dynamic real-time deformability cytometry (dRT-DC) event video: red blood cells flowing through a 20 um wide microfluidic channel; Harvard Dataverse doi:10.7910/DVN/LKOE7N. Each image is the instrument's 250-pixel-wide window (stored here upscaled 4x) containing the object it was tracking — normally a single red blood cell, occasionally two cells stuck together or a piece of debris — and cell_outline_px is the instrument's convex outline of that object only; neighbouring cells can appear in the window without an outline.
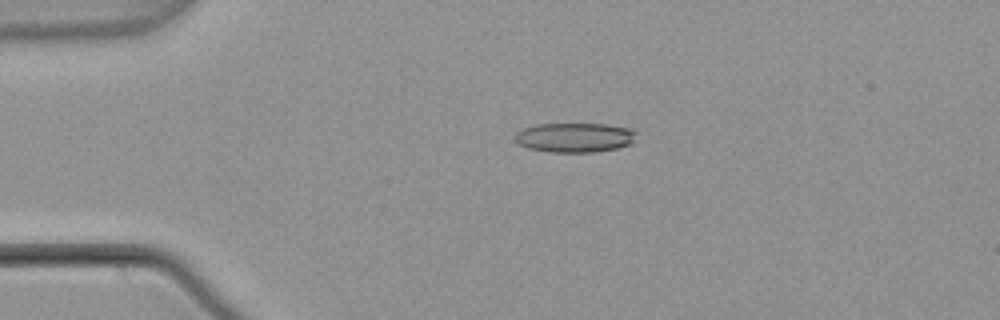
{"species": "common noctule bat (a hibernating species)", "species_latin": "Nyctalus noctula", "temperature_condition": "warm", "stored_images_in_passage": 5, "camera_frame_rate_fps": 3000, "um_per_image_px": 0.085, "animal": {"sex": "male", "body_mass_g": 21.5, "forearm_length_mm": 52.0}, "frame": {"image": 1, "passage_image": 4, "time_ms": 1.0, "image_size_px": [1000, 320], "cell_outline_px": [[636, 132], [632, 144], [616, 148], [596, 152], [548, 152], [528, 148], [516, 144], [512, 136], [516, 132], [524, 128], [536, 124], [608, 124], [636, 128]], "centroid_in_image_um": [48.84, 11.68], "position_along_channel_um": 36.2, "area_um2": 21.33}}